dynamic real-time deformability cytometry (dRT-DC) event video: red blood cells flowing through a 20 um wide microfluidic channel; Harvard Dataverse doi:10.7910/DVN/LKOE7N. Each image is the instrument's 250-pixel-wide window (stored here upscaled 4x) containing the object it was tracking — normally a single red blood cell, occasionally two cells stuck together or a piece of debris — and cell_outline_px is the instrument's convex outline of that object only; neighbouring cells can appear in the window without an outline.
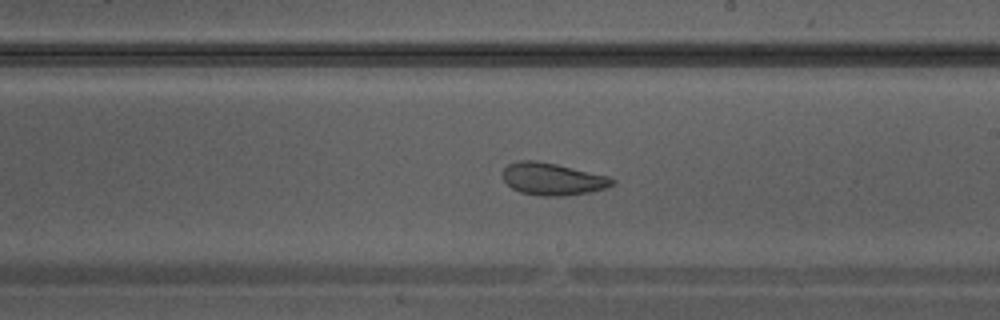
{"species": "Egyptian fruit bat (a non-hibernating species)", "species_latin": "Rousettus aegyptiacus", "temperature_condition": "warm", "stored_images_in_passage": 38, "camera_frame_rate_fps": 3000, "um_per_image_px": 0.085, "animal": {"sex": "male"}, "frame": {"image": 1, "passage_image": 22, "time_ms": 7.0, "image_size_px": [1000, 320], "cell_outline_px": [[616, 184], [604, 188], [588, 192], [564, 196], [544, 196], [520, 192], [512, 188], [504, 180], [504, 168], [508, 164], [520, 160], [536, 160], [556, 164], [608, 176], [616, 180]], "centroid_in_image_um": [46.98, 15.21], "position_along_channel_um": 242.0, "area_um2": 20.4}}